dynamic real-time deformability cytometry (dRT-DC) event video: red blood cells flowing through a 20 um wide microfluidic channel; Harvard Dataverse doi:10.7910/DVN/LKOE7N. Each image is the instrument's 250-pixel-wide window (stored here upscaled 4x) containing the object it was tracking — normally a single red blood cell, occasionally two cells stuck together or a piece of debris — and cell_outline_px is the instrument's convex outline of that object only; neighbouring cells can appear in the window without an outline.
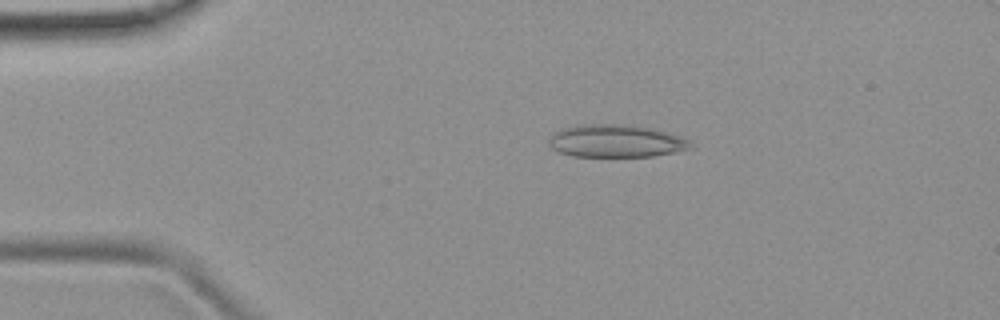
{"species": "common noctule bat (a hibernating species)", "species_latin": "Nyctalus noctula", "temperature_condition": "room temperature", "stored_images_in_passage": 35, "camera_frame_rate_fps": 3000, "um_per_image_px": 0.085, "animal": {"sex": "female", "body_mass_g": 19.9}, "frame": {"image": 1, "passage_image": 1, "time_ms": 0.0, "image_size_px": [1000, 320], "cell_outline_px": [[696, 148], [676, 152], [652, 156], [572, 156], [560, 152], [552, 148], [548, 144], [548, 140], [552, 132], [564, 128], [580, 124], [620, 124], [648, 128], [684, 136]], "centroid_in_image_um": [52.37, 11.99], "position_along_channel_um": 32.6, "area_um2": 27.05}}
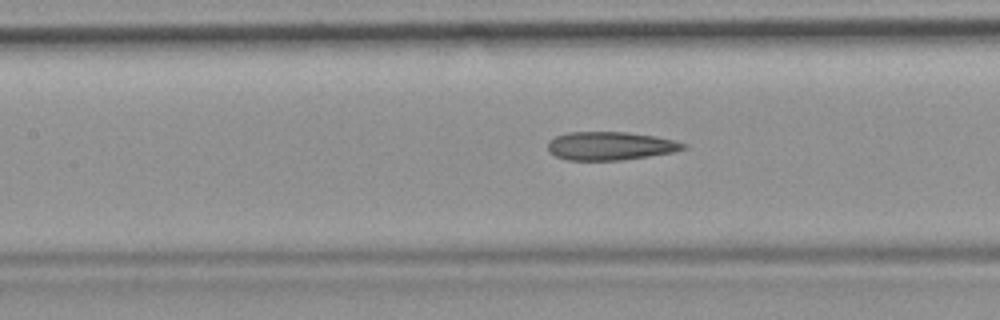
{"frame": {"image": 2, "passage_image": 14, "time_ms": 4.333, "image_size_px": [1000, 320], "cell_outline_px": [[688, 148], [676, 152], [620, 160], [568, 160], [556, 156], [548, 152], [548, 140], [556, 136], [568, 132], [628, 132], [656, 136], [688, 144]], "centroid_in_image_um": [51.89, 12.4], "position_along_channel_um": 155.5, "area_um2": 22.54}}
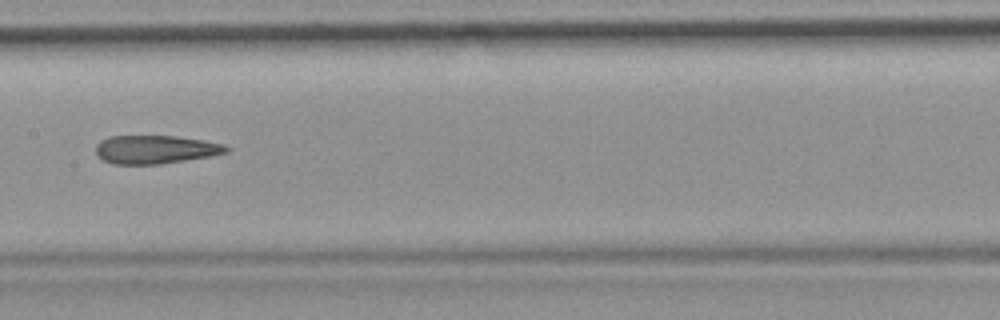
{"frame": {"image": 3, "passage_image": 17, "time_ms": 5.333, "image_size_px": [1000, 320], "cell_outline_px": [[232, 148], [228, 152], [212, 156], [160, 164], [112, 164], [104, 160], [96, 152], [96, 144], [100, 140], [108, 136], [176, 136], [204, 140], [224, 144]], "centroid_in_image_um": [13.25, 12.7], "position_along_channel_um": 194.2, "area_um2": 21.73}, "authors_computed_cell_mechanics": {"area_um2": 22.542, "velocity_mm_per_s": 3.8966, "shape_relaxation_time_tau1_ms": null, "shape_relaxation_time_tau2_ms": 6.5397, "deformation_change_tau1": null, "deformation_change_tau2": 0.1865}}